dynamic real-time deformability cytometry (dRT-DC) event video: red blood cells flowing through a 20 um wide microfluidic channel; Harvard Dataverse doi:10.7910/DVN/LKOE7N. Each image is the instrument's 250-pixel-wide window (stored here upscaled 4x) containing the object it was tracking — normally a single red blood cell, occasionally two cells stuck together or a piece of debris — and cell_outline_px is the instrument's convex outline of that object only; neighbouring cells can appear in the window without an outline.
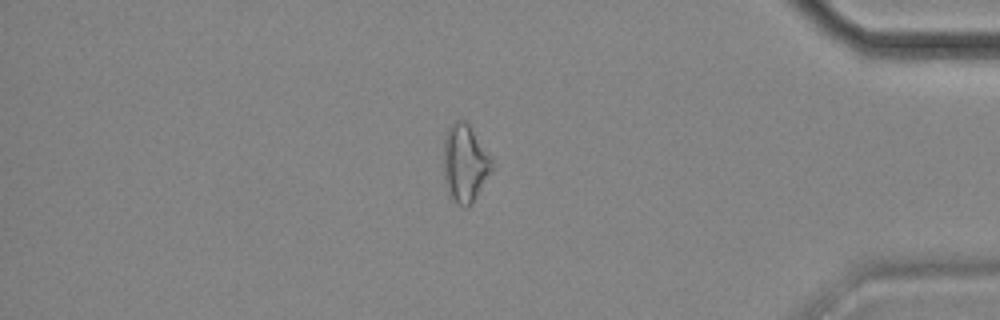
{"species": "common noctule bat (a hibernating species)", "species_latin": "Nyctalus noctula", "temperature_condition": "cold", "stored_images_in_passage": 56, "camera_frame_rate_fps": 3000, "um_per_image_px": 0.085, "animal": {"sex": "female", "body_mass_g": 18.4}, "frame": {"image": 1, "passage_image": 48, "time_ms": 15.667, "image_size_px": [1000, 320], "cell_outline_px": [[492, 168], [472, 204], [468, 208], [464, 208], [456, 204], [444, 180], [444, 140], [448, 128], [456, 120], [464, 120], [468, 124], [492, 160]], "centroid_in_image_um": [39.5, 13.9], "position_along_channel_um": 395.7, "area_um2": 21.27}, "authors_computed_cell_mechanics": {"area_um2": 21.7039, "velocity_mm_per_s": 3.5299, "shape_relaxation_time_tau1_ms": null, "shape_relaxation_time_tau2_ms": 7.6548, "deformation_change_tau1": null, "deformation_change_tau2": 0.1982}}